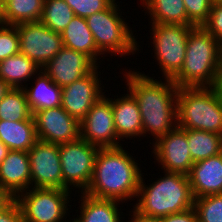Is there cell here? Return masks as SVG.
Wrapping results in <instances>:
<instances>
[{
  "mask_svg": "<svg viewBox=\"0 0 222 222\" xmlns=\"http://www.w3.org/2000/svg\"><path fill=\"white\" fill-rule=\"evenodd\" d=\"M80 138L100 148L122 146L114 125L112 98L100 97L80 122Z\"/></svg>",
  "mask_w": 222,
  "mask_h": 222,
  "instance_id": "30bf717a",
  "label": "cell"
},
{
  "mask_svg": "<svg viewBox=\"0 0 222 222\" xmlns=\"http://www.w3.org/2000/svg\"><path fill=\"white\" fill-rule=\"evenodd\" d=\"M123 147L98 150L93 177L85 194L121 203L136 199L142 176L141 164Z\"/></svg>",
  "mask_w": 222,
  "mask_h": 222,
  "instance_id": "7a4b0ae2",
  "label": "cell"
},
{
  "mask_svg": "<svg viewBox=\"0 0 222 222\" xmlns=\"http://www.w3.org/2000/svg\"><path fill=\"white\" fill-rule=\"evenodd\" d=\"M64 0H44L41 22L54 32L62 33L74 17Z\"/></svg>",
  "mask_w": 222,
  "mask_h": 222,
  "instance_id": "f1b7e54d",
  "label": "cell"
},
{
  "mask_svg": "<svg viewBox=\"0 0 222 222\" xmlns=\"http://www.w3.org/2000/svg\"><path fill=\"white\" fill-rule=\"evenodd\" d=\"M71 194L72 191L65 189L30 188L15 200L20 205L23 222H68L69 209L74 206L69 204Z\"/></svg>",
  "mask_w": 222,
  "mask_h": 222,
  "instance_id": "ba28073f",
  "label": "cell"
},
{
  "mask_svg": "<svg viewBox=\"0 0 222 222\" xmlns=\"http://www.w3.org/2000/svg\"><path fill=\"white\" fill-rule=\"evenodd\" d=\"M31 82L34 85L28 87L27 84L23 89L33 114L37 111L61 106L62 87L53 82L42 69L32 78Z\"/></svg>",
  "mask_w": 222,
  "mask_h": 222,
  "instance_id": "7402d4cb",
  "label": "cell"
},
{
  "mask_svg": "<svg viewBox=\"0 0 222 222\" xmlns=\"http://www.w3.org/2000/svg\"><path fill=\"white\" fill-rule=\"evenodd\" d=\"M188 19L196 26H202L209 18L211 0H183Z\"/></svg>",
  "mask_w": 222,
  "mask_h": 222,
  "instance_id": "1f68e13d",
  "label": "cell"
},
{
  "mask_svg": "<svg viewBox=\"0 0 222 222\" xmlns=\"http://www.w3.org/2000/svg\"><path fill=\"white\" fill-rule=\"evenodd\" d=\"M132 209H129L131 210L129 211L131 218H128L130 220L127 222H161V218L144 215L138 212L134 207Z\"/></svg>",
  "mask_w": 222,
  "mask_h": 222,
  "instance_id": "8d00e7d4",
  "label": "cell"
},
{
  "mask_svg": "<svg viewBox=\"0 0 222 222\" xmlns=\"http://www.w3.org/2000/svg\"><path fill=\"white\" fill-rule=\"evenodd\" d=\"M99 148L82 138L59 144L63 189L84 193L91 183L94 162ZM80 191V192H79Z\"/></svg>",
  "mask_w": 222,
  "mask_h": 222,
  "instance_id": "9c48e42d",
  "label": "cell"
},
{
  "mask_svg": "<svg viewBox=\"0 0 222 222\" xmlns=\"http://www.w3.org/2000/svg\"><path fill=\"white\" fill-rule=\"evenodd\" d=\"M10 149L0 141V164L3 161V159L7 156Z\"/></svg>",
  "mask_w": 222,
  "mask_h": 222,
  "instance_id": "ab89813d",
  "label": "cell"
},
{
  "mask_svg": "<svg viewBox=\"0 0 222 222\" xmlns=\"http://www.w3.org/2000/svg\"><path fill=\"white\" fill-rule=\"evenodd\" d=\"M125 70V72H124ZM129 70V71H128ZM122 70V81L137 100L143 126V138H150L149 144L177 127V93L179 87L172 79L150 77L144 71L131 68ZM133 70V71H132ZM163 80V81H162ZM148 134L150 136H148ZM154 137V138H153Z\"/></svg>",
  "mask_w": 222,
  "mask_h": 222,
  "instance_id": "6da1fadb",
  "label": "cell"
},
{
  "mask_svg": "<svg viewBox=\"0 0 222 222\" xmlns=\"http://www.w3.org/2000/svg\"><path fill=\"white\" fill-rule=\"evenodd\" d=\"M31 188L63 189L59 144L38 140L28 151Z\"/></svg>",
  "mask_w": 222,
  "mask_h": 222,
  "instance_id": "5bb4252c",
  "label": "cell"
},
{
  "mask_svg": "<svg viewBox=\"0 0 222 222\" xmlns=\"http://www.w3.org/2000/svg\"><path fill=\"white\" fill-rule=\"evenodd\" d=\"M80 195H78V203L80 204L77 207L80 210H75L77 217H75L76 215H72L74 218H69L73 222H125L122 220V218L124 219V213L121 211L124 206H119L124 203L116 200L94 198L85 193H80Z\"/></svg>",
  "mask_w": 222,
  "mask_h": 222,
  "instance_id": "ffe728a7",
  "label": "cell"
},
{
  "mask_svg": "<svg viewBox=\"0 0 222 222\" xmlns=\"http://www.w3.org/2000/svg\"><path fill=\"white\" fill-rule=\"evenodd\" d=\"M177 126L222 135V86L180 87Z\"/></svg>",
  "mask_w": 222,
  "mask_h": 222,
  "instance_id": "5b68a950",
  "label": "cell"
},
{
  "mask_svg": "<svg viewBox=\"0 0 222 222\" xmlns=\"http://www.w3.org/2000/svg\"><path fill=\"white\" fill-rule=\"evenodd\" d=\"M212 4L222 5V0H211Z\"/></svg>",
  "mask_w": 222,
  "mask_h": 222,
  "instance_id": "b9f144b4",
  "label": "cell"
},
{
  "mask_svg": "<svg viewBox=\"0 0 222 222\" xmlns=\"http://www.w3.org/2000/svg\"><path fill=\"white\" fill-rule=\"evenodd\" d=\"M172 81L179 88L222 86V44L202 26L189 32L183 67Z\"/></svg>",
  "mask_w": 222,
  "mask_h": 222,
  "instance_id": "3957f363",
  "label": "cell"
},
{
  "mask_svg": "<svg viewBox=\"0 0 222 222\" xmlns=\"http://www.w3.org/2000/svg\"><path fill=\"white\" fill-rule=\"evenodd\" d=\"M20 53L19 34L15 25H0V62Z\"/></svg>",
  "mask_w": 222,
  "mask_h": 222,
  "instance_id": "4dcf8cb0",
  "label": "cell"
},
{
  "mask_svg": "<svg viewBox=\"0 0 222 222\" xmlns=\"http://www.w3.org/2000/svg\"><path fill=\"white\" fill-rule=\"evenodd\" d=\"M40 70L41 68L33 60L22 53L12 55L0 62V78L11 88H24L27 84H32L28 82Z\"/></svg>",
  "mask_w": 222,
  "mask_h": 222,
  "instance_id": "d4e9b609",
  "label": "cell"
},
{
  "mask_svg": "<svg viewBox=\"0 0 222 222\" xmlns=\"http://www.w3.org/2000/svg\"><path fill=\"white\" fill-rule=\"evenodd\" d=\"M187 141L194 163L222 153V135L187 129Z\"/></svg>",
  "mask_w": 222,
  "mask_h": 222,
  "instance_id": "484cf974",
  "label": "cell"
},
{
  "mask_svg": "<svg viewBox=\"0 0 222 222\" xmlns=\"http://www.w3.org/2000/svg\"><path fill=\"white\" fill-rule=\"evenodd\" d=\"M96 67L87 55L63 46L42 71L57 85L64 87L83 78Z\"/></svg>",
  "mask_w": 222,
  "mask_h": 222,
  "instance_id": "2e32d148",
  "label": "cell"
},
{
  "mask_svg": "<svg viewBox=\"0 0 222 222\" xmlns=\"http://www.w3.org/2000/svg\"><path fill=\"white\" fill-rule=\"evenodd\" d=\"M0 185L14 198L31 188L28 152H8L0 164Z\"/></svg>",
  "mask_w": 222,
  "mask_h": 222,
  "instance_id": "e0dca14e",
  "label": "cell"
},
{
  "mask_svg": "<svg viewBox=\"0 0 222 222\" xmlns=\"http://www.w3.org/2000/svg\"><path fill=\"white\" fill-rule=\"evenodd\" d=\"M19 34L20 53L33 60L41 69L63 47L61 34L41 21L15 25Z\"/></svg>",
  "mask_w": 222,
  "mask_h": 222,
  "instance_id": "8fae6325",
  "label": "cell"
},
{
  "mask_svg": "<svg viewBox=\"0 0 222 222\" xmlns=\"http://www.w3.org/2000/svg\"><path fill=\"white\" fill-rule=\"evenodd\" d=\"M99 67L101 66H97L92 72L72 84L62 87L61 107L79 122L107 91L104 90L105 86L101 80L103 76H100L102 71L98 70Z\"/></svg>",
  "mask_w": 222,
  "mask_h": 222,
  "instance_id": "4fadbf2b",
  "label": "cell"
},
{
  "mask_svg": "<svg viewBox=\"0 0 222 222\" xmlns=\"http://www.w3.org/2000/svg\"><path fill=\"white\" fill-rule=\"evenodd\" d=\"M188 177L194 199L222 194V153L194 163Z\"/></svg>",
  "mask_w": 222,
  "mask_h": 222,
  "instance_id": "d6986e66",
  "label": "cell"
},
{
  "mask_svg": "<svg viewBox=\"0 0 222 222\" xmlns=\"http://www.w3.org/2000/svg\"><path fill=\"white\" fill-rule=\"evenodd\" d=\"M3 24L2 7L0 5V25Z\"/></svg>",
  "mask_w": 222,
  "mask_h": 222,
  "instance_id": "7bdbcfd3",
  "label": "cell"
},
{
  "mask_svg": "<svg viewBox=\"0 0 222 222\" xmlns=\"http://www.w3.org/2000/svg\"><path fill=\"white\" fill-rule=\"evenodd\" d=\"M15 198L11 196L1 185H0V211L8 206Z\"/></svg>",
  "mask_w": 222,
  "mask_h": 222,
  "instance_id": "74e56055",
  "label": "cell"
},
{
  "mask_svg": "<svg viewBox=\"0 0 222 222\" xmlns=\"http://www.w3.org/2000/svg\"><path fill=\"white\" fill-rule=\"evenodd\" d=\"M0 222H23L20 205L15 199L0 211Z\"/></svg>",
  "mask_w": 222,
  "mask_h": 222,
  "instance_id": "e575fe53",
  "label": "cell"
},
{
  "mask_svg": "<svg viewBox=\"0 0 222 222\" xmlns=\"http://www.w3.org/2000/svg\"><path fill=\"white\" fill-rule=\"evenodd\" d=\"M73 10L74 15L88 17L105 10L114 0H64Z\"/></svg>",
  "mask_w": 222,
  "mask_h": 222,
  "instance_id": "d6a6232c",
  "label": "cell"
},
{
  "mask_svg": "<svg viewBox=\"0 0 222 222\" xmlns=\"http://www.w3.org/2000/svg\"><path fill=\"white\" fill-rule=\"evenodd\" d=\"M37 139L62 144L80 138V122L61 106L37 111L33 114Z\"/></svg>",
  "mask_w": 222,
  "mask_h": 222,
  "instance_id": "9a60e30c",
  "label": "cell"
},
{
  "mask_svg": "<svg viewBox=\"0 0 222 222\" xmlns=\"http://www.w3.org/2000/svg\"><path fill=\"white\" fill-rule=\"evenodd\" d=\"M161 222H198L197 212L194 207L161 218Z\"/></svg>",
  "mask_w": 222,
  "mask_h": 222,
  "instance_id": "d590c367",
  "label": "cell"
},
{
  "mask_svg": "<svg viewBox=\"0 0 222 222\" xmlns=\"http://www.w3.org/2000/svg\"><path fill=\"white\" fill-rule=\"evenodd\" d=\"M10 1H12V0H0L1 7L3 8Z\"/></svg>",
  "mask_w": 222,
  "mask_h": 222,
  "instance_id": "60d3db41",
  "label": "cell"
},
{
  "mask_svg": "<svg viewBox=\"0 0 222 222\" xmlns=\"http://www.w3.org/2000/svg\"><path fill=\"white\" fill-rule=\"evenodd\" d=\"M151 145L152 156L155 159L153 162H157L162 171L186 175L190 173L194 162L188 147L187 129L177 126Z\"/></svg>",
  "mask_w": 222,
  "mask_h": 222,
  "instance_id": "7c38bea8",
  "label": "cell"
},
{
  "mask_svg": "<svg viewBox=\"0 0 222 222\" xmlns=\"http://www.w3.org/2000/svg\"><path fill=\"white\" fill-rule=\"evenodd\" d=\"M163 177L157 178L146 185L142 173L135 205L138 212L162 218L194 207V196L189 177L183 173L162 172Z\"/></svg>",
  "mask_w": 222,
  "mask_h": 222,
  "instance_id": "277c9868",
  "label": "cell"
},
{
  "mask_svg": "<svg viewBox=\"0 0 222 222\" xmlns=\"http://www.w3.org/2000/svg\"><path fill=\"white\" fill-rule=\"evenodd\" d=\"M33 118L23 88H11L0 101V120L23 121Z\"/></svg>",
  "mask_w": 222,
  "mask_h": 222,
  "instance_id": "83f0119b",
  "label": "cell"
},
{
  "mask_svg": "<svg viewBox=\"0 0 222 222\" xmlns=\"http://www.w3.org/2000/svg\"><path fill=\"white\" fill-rule=\"evenodd\" d=\"M198 222H222V194H211L194 199Z\"/></svg>",
  "mask_w": 222,
  "mask_h": 222,
  "instance_id": "f546056e",
  "label": "cell"
},
{
  "mask_svg": "<svg viewBox=\"0 0 222 222\" xmlns=\"http://www.w3.org/2000/svg\"><path fill=\"white\" fill-rule=\"evenodd\" d=\"M0 141L10 150L28 152L38 141L34 118L23 121L0 120Z\"/></svg>",
  "mask_w": 222,
  "mask_h": 222,
  "instance_id": "cb8c5ba5",
  "label": "cell"
},
{
  "mask_svg": "<svg viewBox=\"0 0 222 222\" xmlns=\"http://www.w3.org/2000/svg\"><path fill=\"white\" fill-rule=\"evenodd\" d=\"M44 0H12L2 8L3 24L18 25L40 21Z\"/></svg>",
  "mask_w": 222,
  "mask_h": 222,
  "instance_id": "4316f807",
  "label": "cell"
},
{
  "mask_svg": "<svg viewBox=\"0 0 222 222\" xmlns=\"http://www.w3.org/2000/svg\"><path fill=\"white\" fill-rule=\"evenodd\" d=\"M61 38L64 47L87 55L97 66L102 65L101 62L106 56L97 48L84 17L75 15L61 33Z\"/></svg>",
  "mask_w": 222,
  "mask_h": 222,
  "instance_id": "44dd1931",
  "label": "cell"
},
{
  "mask_svg": "<svg viewBox=\"0 0 222 222\" xmlns=\"http://www.w3.org/2000/svg\"><path fill=\"white\" fill-rule=\"evenodd\" d=\"M10 89L11 87L0 78V101Z\"/></svg>",
  "mask_w": 222,
  "mask_h": 222,
  "instance_id": "f35d334b",
  "label": "cell"
},
{
  "mask_svg": "<svg viewBox=\"0 0 222 222\" xmlns=\"http://www.w3.org/2000/svg\"><path fill=\"white\" fill-rule=\"evenodd\" d=\"M151 20L149 24H179L195 26L187 17L183 0H139Z\"/></svg>",
  "mask_w": 222,
  "mask_h": 222,
  "instance_id": "603a6c76",
  "label": "cell"
},
{
  "mask_svg": "<svg viewBox=\"0 0 222 222\" xmlns=\"http://www.w3.org/2000/svg\"><path fill=\"white\" fill-rule=\"evenodd\" d=\"M119 4V1L114 0L105 10L85 18L97 48L104 55L109 54L111 58L135 56L140 53L139 48H142L135 36L137 33L134 34L136 30H132L131 25H128L126 18L122 16L125 14H122Z\"/></svg>",
  "mask_w": 222,
  "mask_h": 222,
  "instance_id": "8992f818",
  "label": "cell"
},
{
  "mask_svg": "<svg viewBox=\"0 0 222 222\" xmlns=\"http://www.w3.org/2000/svg\"><path fill=\"white\" fill-rule=\"evenodd\" d=\"M153 59L164 79H173L183 67L189 32L196 26L179 24H150ZM152 31V32H150Z\"/></svg>",
  "mask_w": 222,
  "mask_h": 222,
  "instance_id": "52a82bcc",
  "label": "cell"
},
{
  "mask_svg": "<svg viewBox=\"0 0 222 222\" xmlns=\"http://www.w3.org/2000/svg\"><path fill=\"white\" fill-rule=\"evenodd\" d=\"M118 98H112V110L114 115V125L119 137V141L139 139L143 137V126L139 105L134 96L127 90ZM125 138V139H124ZM124 139V140H122Z\"/></svg>",
  "mask_w": 222,
  "mask_h": 222,
  "instance_id": "ac0fdd59",
  "label": "cell"
},
{
  "mask_svg": "<svg viewBox=\"0 0 222 222\" xmlns=\"http://www.w3.org/2000/svg\"><path fill=\"white\" fill-rule=\"evenodd\" d=\"M202 27L222 44V5H211L209 18Z\"/></svg>",
  "mask_w": 222,
  "mask_h": 222,
  "instance_id": "836d02e7",
  "label": "cell"
}]
</instances>
